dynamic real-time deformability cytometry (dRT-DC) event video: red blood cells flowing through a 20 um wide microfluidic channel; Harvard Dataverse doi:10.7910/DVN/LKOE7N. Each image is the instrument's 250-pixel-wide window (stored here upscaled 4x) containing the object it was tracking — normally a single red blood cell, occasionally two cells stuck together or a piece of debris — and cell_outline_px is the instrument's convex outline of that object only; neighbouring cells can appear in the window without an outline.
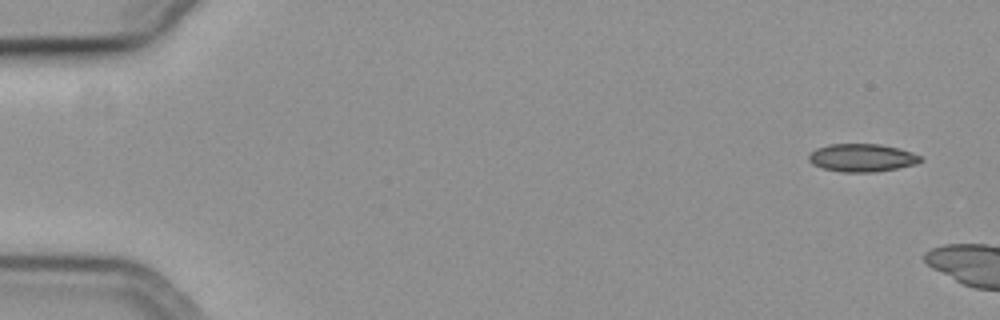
{"species": "common noctule bat (a hibernating species)", "species_latin": "Nyctalus noctula", "temperature_condition": "cold", "stored_images_in_passage": 6, "camera_frame_rate_fps": 3000, "um_per_image_px": 0.085, "animal": {"sex": "female", "body_mass_g": 19.3, "forearm_length_mm": 54.1}, "frame": {"image": 1, "passage_image": 1, "time_ms": 0.0, "image_size_px": [1000, 320], "cell_outline_px": [[924, 160], [916, 164], [876, 172], [840, 172], [820, 168], [812, 164], [808, 160], [808, 156], [816, 148], [828, 144], [880, 144], [912, 152], [920, 156]], "centroid_in_image_um": [73.24, 13.42], "position_along_channel_um": 11.8, "area_um2": 18.26}}